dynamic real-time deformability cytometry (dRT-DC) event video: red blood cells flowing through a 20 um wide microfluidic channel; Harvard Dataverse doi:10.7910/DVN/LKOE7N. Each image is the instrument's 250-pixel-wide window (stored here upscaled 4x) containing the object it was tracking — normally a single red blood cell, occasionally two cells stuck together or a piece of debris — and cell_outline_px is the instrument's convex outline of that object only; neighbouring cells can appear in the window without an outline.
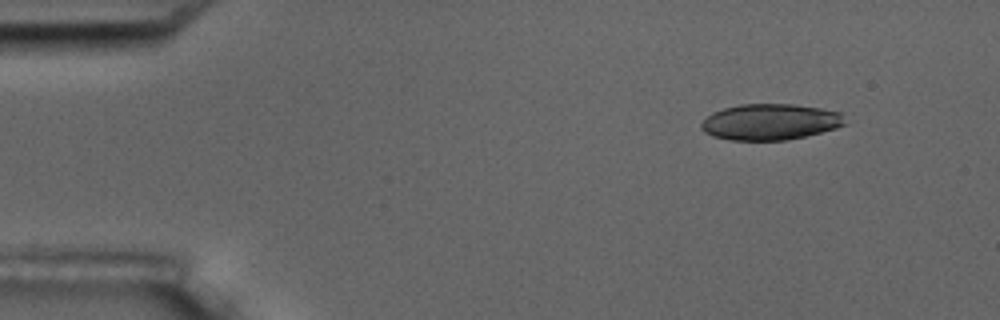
{"species": "common noctule bat (a hibernating species)", "species_latin": "Nyctalus noctula", "temperature_condition": "room temperature", "stored_images_in_passage": 4, "camera_frame_rate_fps": 3000, "um_per_image_px": 0.085, "animal": {"sex": "male", "body_mass_g": 17.5, "forearm_length_mm": 52.3}, "frame": {"image": 1, "passage_image": 1, "time_ms": 0.0, "image_size_px": [1000, 320], "cell_outline_px": [[844, 124], [836, 128], [788, 140], [728, 140], [712, 136], [704, 132], [700, 128], [700, 124], [712, 112], [724, 108], [740, 104], [792, 104], [820, 108], [840, 112]], "centroid_in_image_um": [65.41, 10.36], "position_along_channel_um": 19.6, "area_um2": 30.06}}